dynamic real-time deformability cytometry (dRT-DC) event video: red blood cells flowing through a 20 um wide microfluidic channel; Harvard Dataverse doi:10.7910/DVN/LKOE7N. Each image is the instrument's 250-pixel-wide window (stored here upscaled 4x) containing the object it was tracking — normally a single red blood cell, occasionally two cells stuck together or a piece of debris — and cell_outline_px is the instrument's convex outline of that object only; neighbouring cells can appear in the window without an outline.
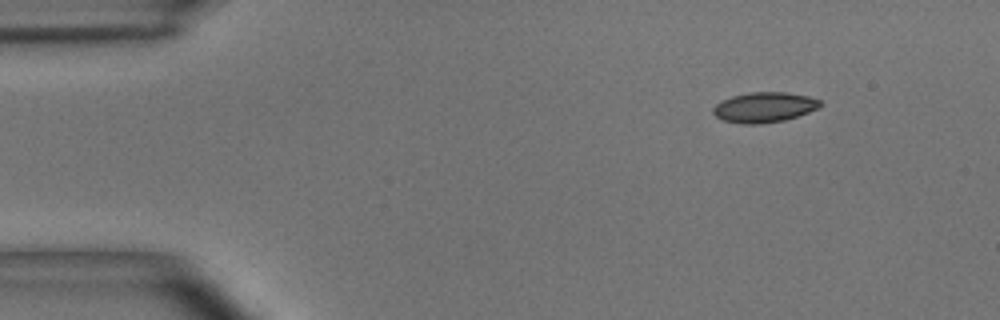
{"species": "common noctule bat (a hibernating species)", "species_latin": "Nyctalus noctula", "temperature_condition": "room temperature", "stored_images_in_passage": 49, "camera_frame_rate_fps": 3000, "um_per_image_px": 0.085, "animal": {"sex": "male", "body_mass_g": 15.6}, "frame": {"image": 1, "passage_image": 1, "time_ms": 0.0, "image_size_px": [1000, 320], "cell_outline_px": [[820, 104], [816, 108], [808, 112], [784, 120], [760, 124], [744, 124], [724, 120], [716, 116], [712, 112], [712, 108], [720, 100], [732, 96], [748, 92], [788, 92], [808, 96], [820, 100]], "centroid_in_image_um": [64.91, 9.11], "position_along_channel_um": 20.1, "area_um2": 18.73}}
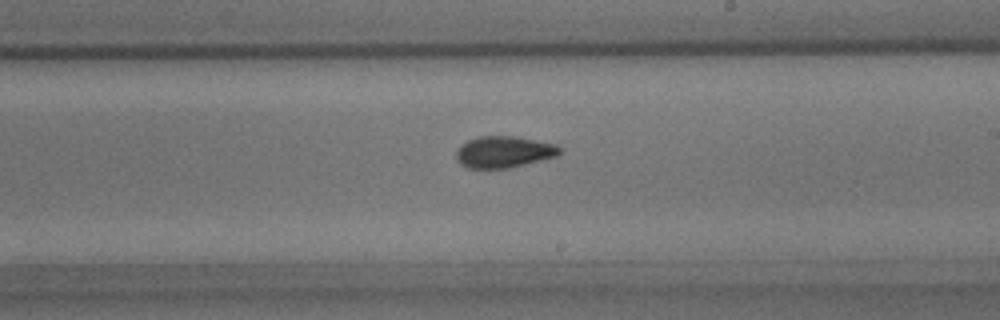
{"frame": {"image": 2, "passage_image": 26, "time_ms": 8.333, "image_size_px": [1000, 320], "cell_outline_px": [[560, 152], [556, 156], [508, 168], [468, 168], [460, 164], [456, 160], [456, 152], [468, 140], [480, 136], [516, 136], [556, 144], [560, 148]], "centroid_in_image_um": [42.82, 12.91], "position_along_channel_um": 246.2, "area_um2": 18.79}}
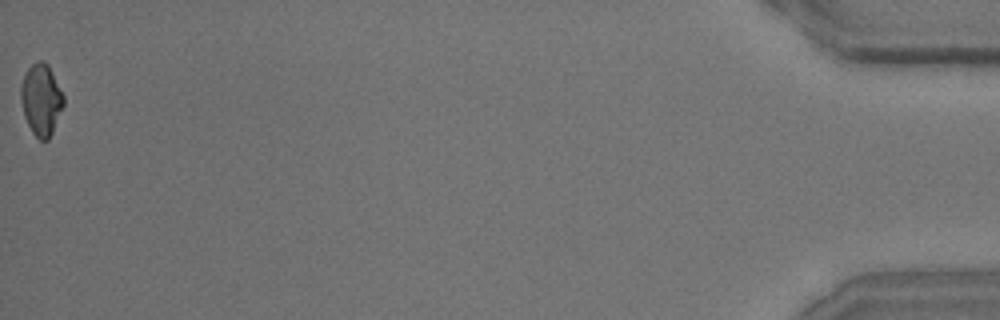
{"frame": {"image": 3, "passage_image": 49, "time_ms": 16.0, "image_size_px": [1000, 320], "cell_outline_px": [[64, 104], [52, 132], [48, 140], [40, 140], [32, 132], [24, 116], [20, 100], [20, 88], [24, 76], [28, 68], [32, 64], [40, 60], [44, 60], [48, 64], [64, 96]], "centroid_in_image_um": [3.49, 8.46], "position_along_channel_um": 431.7, "area_um2": 17.69}, "authors_computed_cell_mechanics": {"area_um2": 18.7272, "velocity_mm_per_s": 3.6724, "shape_relaxation_time_tau1_ms": 4.0802, "shape_relaxation_time_tau2_ms": 2.1495, "deformation_change_tau1": 0.1062, "deformation_change_tau2": 0.0688}}